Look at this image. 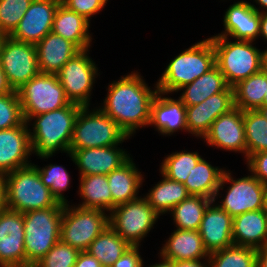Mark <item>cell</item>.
I'll return each mask as SVG.
<instances>
[{
	"instance_id": "6da1fadb",
	"label": "cell",
	"mask_w": 267,
	"mask_h": 267,
	"mask_svg": "<svg viewBox=\"0 0 267 267\" xmlns=\"http://www.w3.org/2000/svg\"><path fill=\"white\" fill-rule=\"evenodd\" d=\"M107 96L99 108L129 136L150 122L151 104L158 92L152 90L137 71L121 76L108 85Z\"/></svg>"
},
{
	"instance_id": "7a4b0ae2",
	"label": "cell",
	"mask_w": 267,
	"mask_h": 267,
	"mask_svg": "<svg viewBox=\"0 0 267 267\" xmlns=\"http://www.w3.org/2000/svg\"><path fill=\"white\" fill-rule=\"evenodd\" d=\"M82 107L70 102L63 108L31 116L26 123L30 126L34 119L33 130L29 128L32 153L44 160L59 150L68 154L76 118Z\"/></svg>"
},
{
	"instance_id": "3957f363",
	"label": "cell",
	"mask_w": 267,
	"mask_h": 267,
	"mask_svg": "<svg viewBox=\"0 0 267 267\" xmlns=\"http://www.w3.org/2000/svg\"><path fill=\"white\" fill-rule=\"evenodd\" d=\"M215 66V50L210 38L182 51L166 66L156 82L158 91L170 94L207 73Z\"/></svg>"
},
{
	"instance_id": "277c9868",
	"label": "cell",
	"mask_w": 267,
	"mask_h": 267,
	"mask_svg": "<svg viewBox=\"0 0 267 267\" xmlns=\"http://www.w3.org/2000/svg\"><path fill=\"white\" fill-rule=\"evenodd\" d=\"M215 50V65L219 68L229 87L262 70V51L253 41H229V37H209Z\"/></svg>"
},
{
	"instance_id": "5b68a950",
	"label": "cell",
	"mask_w": 267,
	"mask_h": 267,
	"mask_svg": "<svg viewBox=\"0 0 267 267\" xmlns=\"http://www.w3.org/2000/svg\"><path fill=\"white\" fill-rule=\"evenodd\" d=\"M64 204L23 213L26 267H32L60 241Z\"/></svg>"
},
{
	"instance_id": "8992f818",
	"label": "cell",
	"mask_w": 267,
	"mask_h": 267,
	"mask_svg": "<svg viewBox=\"0 0 267 267\" xmlns=\"http://www.w3.org/2000/svg\"><path fill=\"white\" fill-rule=\"evenodd\" d=\"M5 192L6 207L21 213L58 204L42 183L34 163L5 174Z\"/></svg>"
},
{
	"instance_id": "52a82bcc",
	"label": "cell",
	"mask_w": 267,
	"mask_h": 267,
	"mask_svg": "<svg viewBox=\"0 0 267 267\" xmlns=\"http://www.w3.org/2000/svg\"><path fill=\"white\" fill-rule=\"evenodd\" d=\"M130 137L99 107L80 109L69 150L120 145Z\"/></svg>"
},
{
	"instance_id": "ba28073f",
	"label": "cell",
	"mask_w": 267,
	"mask_h": 267,
	"mask_svg": "<svg viewBox=\"0 0 267 267\" xmlns=\"http://www.w3.org/2000/svg\"><path fill=\"white\" fill-rule=\"evenodd\" d=\"M109 226V213L99 209L64 205L60 240L81 251H87L92 241Z\"/></svg>"
},
{
	"instance_id": "9c48e42d",
	"label": "cell",
	"mask_w": 267,
	"mask_h": 267,
	"mask_svg": "<svg viewBox=\"0 0 267 267\" xmlns=\"http://www.w3.org/2000/svg\"><path fill=\"white\" fill-rule=\"evenodd\" d=\"M24 120L67 106L57 74L39 73L17 90Z\"/></svg>"
},
{
	"instance_id": "30bf717a",
	"label": "cell",
	"mask_w": 267,
	"mask_h": 267,
	"mask_svg": "<svg viewBox=\"0 0 267 267\" xmlns=\"http://www.w3.org/2000/svg\"><path fill=\"white\" fill-rule=\"evenodd\" d=\"M159 216L142 196L113 208L109 213V226L131 246H141Z\"/></svg>"
},
{
	"instance_id": "8fae6325",
	"label": "cell",
	"mask_w": 267,
	"mask_h": 267,
	"mask_svg": "<svg viewBox=\"0 0 267 267\" xmlns=\"http://www.w3.org/2000/svg\"><path fill=\"white\" fill-rule=\"evenodd\" d=\"M229 170H225L221 179V183L213 200L220 196V189L227 187L225 197L217 204L221 209L225 210L231 217H236L242 213L256 211L263 208V196L265 184L261 183L252 174L234 179Z\"/></svg>"
},
{
	"instance_id": "7c38bea8",
	"label": "cell",
	"mask_w": 267,
	"mask_h": 267,
	"mask_svg": "<svg viewBox=\"0 0 267 267\" xmlns=\"http://www.w3.org/2000/svg\"><path fill=\"white\" fill-rule=\"evenodd\" d=\"M89 50L78 52L57 73L67 99L83 107L90 106L95 78L99 75L97 65L88 55Z\"/></svg>"
},
{
	"instance_id": "4fadbf2b",
	"label": "cell",
	"mask_w": 267,
	"mask_h": 267,
	"mask_svg": "<svg viewBox=\"0 0 267 267\" xmlns=\"http://www.w3.org/2000/svg\"><path fill=\"white\" fill-rule=\"evenodd\" d=\"M0 64L13 91L40 73L36 47L6 36L0 49Z\"/></svg>"
},
{
	"instance_id": "5bb4252c",
	"label": "cell",
	"mask_w": 267,
	"mask_h": 267,
	"mask_svg": "<svg viewBox=\"0 0 267 267\" xmlns=\"http://www.w3.org/2000/svg\"><path fill=\"white\" fill-rule=\"evenodd\" d=\"M23 213L5 208L0 212V267H26Z\"/></svg>"
},
{
	"instance_id": "9a60e30c",
	"label": "cell",
	"mask_w": 267,
	"mask_h": 267,
	"mask_svg": "<svg viewBox=\"0 0 267 267\" xmlns=\"http://www.w3.org/2000/svg\"><path fill=\"white\" fill-rule=\"evenodd\" d=\"M60 3L61 0H33L10 37L36 45L52 32L54 16Z\"/></svg>"
},
{
	"instance_id": "2e32d148",
	"label": "cell",
	"mask_w": 267,
	"mask_h": 267,
	"mask_svg": "<svg viewBox=\"0 0 267 267\" xmlns=\"http://www.w3.org/2000/svg\"><path fill=\"white\" fill-rule=\"evenodd\" d=\"M234 107V89L232 87L210 96L199 104L187 106V132L202 139L209 132L212 123Z\"/></svg>"
},
{
	"instance_id": "e0dca14e",
	"label": "cell",
	"mask_w": 267,
	"mask_h": 267,
	"mask_svg": "<svg viewBox=\"0 0 267 267\" xmlns=\"http://www.w3.org/2000/svg\"><path fill=\"white\" fill-rule=\"evenodd\" d=\"M208 146L243 153L246 158V138L243 111L234 107L219 116L203 137Z\"/></svg>"
},
{
	"instance_id": "ac0fdd59",
	"label": "cell",
	"mask_w": 267,
	"mask_h": 267,
	"mask_svg": "<svg viewBox=\"0 0 267 267\" xmlns=\"http://www.w3.org/2000/svg\"><path fill=\"white\" fill-rule=\"evenodd\" d=\"M118 146L69 150L68 155L78 167L80 176L108 175L130 158L129 153Z\"/></svg>"
},
{
	"instance_id": "d6986e66",
	"label": "cell",
	"mask_w": 267,
	"mask_h": 267,
	"mask_svg": "<svg viewBox=\"0 0 267 267\" xmlns=\"http://www.w3.org/2000/svg\"><path fill=\"white\" fill-rule=\"evenodd\" d=\"M26 121L11 129L0 130V174H7L28 166L32 155L30 135Z\"/></svg>"
},
{
	"instance_id": "ffe728a7",
	"label": "cell",
	"mask_w": 267,
	"mask_h": 267,
	"mask_svg": "<svg viewBox=\"0 0 267 267\" xmlns=\"http://www.w3.org/2000/svg\"><path fill=\"white\" fill-rule=\"evenodd\" d=\"M233 217L212 201L205 209L198 232L209 254L233 245Z\"/></svg>"
},
{
	"instance_id": "44dd1931",
	"label": "cell",
	"mask_w": 267,
	"mask_h": 267,
	"mask_svg": "<svg viewBox=\"0 0 267 267\" xmlns=\"http://www.w3.org/2000/svg\"><path fill=\"white\" fill-rule=\"evenodd\" d=\"M223 26L225 31L213 36L255 42L260 33V13L251 6V2H234L225 11Z\"/></svg>"
},
{
	"instance_id": "7402d4cb",
	"label": "cell",
	"mask_w": 267,
	"mask_h": 267,
	"mask_svg": "<svg viewBox=\"0 0 267 267\" xmlns=\"http://www.w3.org/2000/svg\"><path fill=\"white\" fill-rule=\"evenodd\" d=\"M158 91L151 104L149 126H154L161 135H172L174 132L187 131L186 106L182 101L166 97Z\"/></svg>"
},
{
	"instance_id": "603a6c76",
	"label": "cell",
	"mask_w": 267,
	"mask_h": 267,
	"mask_svg": "<svg viewBox=\"0 0 267 267\" xmlns=\"http://www.w3.org/2000/svg\"><path fill=\"white\" fill-rule=\"evenodd\" d=\"M40 73L57 74L81 50L69 40L49 32L36 45Z\"/></svg>"
},
{
	"instance_id": "cb8c5ba5",
	"label": "cell",
	"mask_w": 267,
	"mask_h": 267,
	"mask_svg": "<svg viewBox=\"0 0 267 267\" xmlns=\"http://www.w3.org/2000/svg\"><path fill=\"white\" fill-rule=\"evenodd\" d=\"M160 256L172 261L209 258L203 240L197 230L175 229L160 250Z\"/></svg>"
},
{
	"instance_id": "d4e9b609",
	"label": "cell",
	"mask_w": 267,
	"mask_h": 267,
	"mask_svg": "<svg viewBox=\"0 0 267 267\" xmlns=\"http://www.w3.org/2000/svg\"><path fill=\"white\" fill-rule=\"evenodd\" d=\"M138 170L133 158L130 157L119 168L107 175L113 208L141 197L138 196V192L144 182V177Z\"/></svg>"
},
{
	"instance_id": "484cf974",
	"label": "cell",
	"mask_w": 267,
	"mask_h": 267,
	"mask_svg": "<svg viewBox=\"0 0 267 267\" xmlns=\"http://www.w3.org/2000/svg\"><path fill=\"white\" fill-rule=\"evenodd\" d=\"M266 213L260 209L233 218V245L259 249L266 246Z\"/></svg>"
},
{
	"instance_id": "4316f807",
	"label": "cell",
	"mask_w": 267,
	"mask_h": 267,
	"mask_svg": "<svg viewBox=\"0 0 267 267\" xmlns=\"http://www.w3.org/2000/svg\"><path fill=\"white\" fill-rule=\"evenodd\" d=\"M89 27L90 21L84 16L60 3L54 16L53 33L74 43L80 50H86L90 48L92 42Z\"/></svg>"
},
{
	"instance_id": "83f0119b",
	"label": "cell",
	"mask_w": 267,
	"mask_h": 267,
	"mask_svg": "<svg viewBox=\"0 0 267 267\" xmlns=\"http://www.w3.org/2000/svg\"><path fill=\"white\" fill-rule=\"evenodd\" d=\"M228 87L224 75L215 65L192 83L180 88L179 90L183 92L178 98L186 107L193 106L205 101L212 95L225 91Z\"/></svg>"
},
{
	"instance_id": "f1b7e54d",
	"label": "cell",
	"mask_w": 267,
	"mask_h": 267,
	"mask_svg": "<svg viewBox=\"0 0 267 267\" xmlns=\"http://www.w3.org/2000/svg\"><path fill=\"white\" fill-rule=\"evenodd\" d=\"M225 169L214 167L204 158L190 171L184 183L193 196L215 199Z\"/></svg>"
},
{
	"instance_id": "f546056e",
	"label": "cell",
	"mask_w": 267,
	"mask_h": 267,
	"mask_svg": "<svg viewBox=\"0 0 267 267\" xmlns=\"http://www.w3.org/2000/svg\"><path fill=\"white\" fill-rule=\"evenodd\" d=\"M79 179L78 195L82 197L81 199H83V202L77 206L99 209L110 213L113 209V198L107 175H87L80 176Z\"/></svg>"
},
{
	"instance_id": "4dcf8cb0",
	"label": "cell",
	"mask_w": 267,
	"mask_h": 267,
	"mask_svg": "<svg viewBox=\"0 0 267 267\" xmlns=\"http://www.w3.org/2000/svg\"><path fill=\"white\" fill-rule=\"evenodd\" d=\"M162 175L159 181L149 193L144 196L148 204L161 216L170 212L177 204L190 196L183 183L168 179Z\"/></svg>"
},
{
	"instance_id": "1f68e13d",
	"label": "cell",
	"mask_w": 267,
	"mask_h": 267,
	"mask_svg": "<svg viewBox=\"0 0 267 267\" xmlns=\"http://www.w3.org/2000/svg\"><path fill=\"white\" fill-rule=\"evenodd\" d=\"M235 107L245 110H258L263 107L267 91V72L263 69L242 80L233 87Z\"/></svg>"
},
{
	"instance_id": "d6a6232c",
	"label": "cell",
	"mask_w": 267,
	"mask_h": 267,
	"mask_svg": "<svg viewBox=\"0 0 267 267\" xmlns=\"http://www.w3.org/2000/svg\"><path fill=\"white\" fill-rule=\"evenodd\" d=\"M131 245L107 226L90 244L87 252L94 256L102 267H111Z\"/></svg>"
},
{
	"instance_id": "836d02e7",
	"label": "cell",
	"mask_w": 267,
	"mask_h": 267,
	"mask_svg": "<svg viewBox=\"0 0 267 267\" xmlns=\"http://www.w3.org/2000/svg\"><path fill=\"white\" fill-rule=\"evenodd\" d=\"M213 200L202 196L190 195L177 204L170 213L177 229L197 230L200 227L205 209Z\"/></svg>"
},
{
	"instance_id": "e575fe53",
	"label": "cell",
	"mask_w": 267,
	"mask_h": 267,
	"mask_svg": "<svg viewBox=\"0 0 267 267\" xmlns=\"http://www.w3.org/2000/svg\"><path fill=\"white\" fill-rule=\"evenodd\" d=\"M243 122L247 160L252 154L267 151V119L259 110H245Z\"/></svg>"
},
{
	"instance_id": "d590c367",
	"label": "cell",
	"mask_w": 267,
	"mask_h": 267,
	"mask_svg": "<svg viewBox=\"0 0 267 267\" xmlns=\"http://www.w3.org/2000/svg\"><path fill=\"white\" fill-rule=\"evenodd\" d=\"M210 267H257V249L232 245L209 255Z\"/></svg>"
},
{
	"instance_id": "8d00e7d4",
	"label": "cell",
	"mask_w": 267,
	"mask_h": 267,
	"mask_svg": "<svg viewBox=\"0 0 267 267\" xmlns=\"http://www.w3.org/2000/svg\"><path fill=\"white\" fill-rule=\"evenodd\" d=\"M201 158L202 156L197 151L175 152L165 156L159 170L168 179L184 184L190 171H192Z\"/></svg>"
},
{
	"instance_id": "74e56055",
	"label": "cell",
	"mask_w": 267,
	"mask_h": 267,
	"mask_svg": "<svg viewBox=\"0 0 267 267\" xmlns=\"http://www.w3.org/2000/svg\"><path fill=\"white\" fill-rule=\"evenodd\" d=\"M34 166L38 170V174L42 183L50 189V193L58 201V203L68 204L65 196L62 192L66 191L70 187V176L66 168L57 164L46 165L43 168H39L38 165Z\"/></svg>"
},
{
	"instance_id": "f35d334b",
	"label": "cell",
	"mask_w": 267,
	"mask_h": 267,
	"mask_svg": "<svg viewBox=\"0 0 267 267\" xmlns=\"http://www.w3.org/2000/svg\"><path fill=\"white\" fill-rule=\"evenodd\" d=\"M33 0H0V33L10 36Z\"/></svg>"
},
{
	"instance_id": "ab89813d",
	"label": "cell",
	"mask_w": 267,
	"mask_h": 267,
	"mask_svg": "<svg viewBox=\"0 0 267 267\" xmlns=\"http://www.w3.org/2000/svg\"><path fill=\"white\" fill-rule=\"evenodd\" d=\"M24 122L17 91L0 95V130L11 129Z\"/></svg>"
},
{
	"instance_id": "60d3db41",
	"label": "cell",
	"mask_w": 267,
	"mask_h": 267,
	"mask_svg": "<svg viewBox=\"0 0 267 267\" xmlns=\"http://www.w3.org/2000/svg\"><path fill=\"white\" fill-rule=\"evenodd\" d=\"M79 253L78 249L60 240L32 267H74Z\"/></svg>"
},
{
	"instance_id": "b9f144b4",
	"label": "cell",
	"mask_w": 267,
	"mask_h": 267,
	"mask_svg": "<svg viewBox=\"0 0 267 267\" xmlns=\"http://www.w3.org/2000/svg\"><path fill=\"white\" fill-rule=\"evenodd\" d=\"M108 0H61V3L68 9L84 16L90 21L92 15H96L107 4Z\"/></svg>"
},
{
	"instance_id": "7bdbcfd3",
	"label": "cell",
	"mask_w": 267,
	"mask_h": 267,
	"mask_svg": "<svg viewBox=\"0 0 267 267\" xmlns=\"http://www.w3.org/2000/svg\"><path fill=\"white\" fill-rule=\"evenodd\" d=\"M246 162L251 174L261 183L267 184V151L252 154Z\"/></svg>"
},
{
	"instance_id": "ee69618b",
	"label": "cell",
	"mask_w": 267,
	"mask_h": 267,
	"mask_svg": "<svg viewBox=\"0 0 267 267\" xmlns=\"http://www.w3.org/2000/svg\"><path fill=\"white\" fill-rule=\"evenodd\" d=\"M140 246H130L111 267H143V259L139 253Z\"/></svg>"
},
{
	"instance_id": "f6af8a7d",
	"label": "cell",
	"mask_w": 267,
	"mask_h": 267,
	"mask_svg": "<svg viewBox=\"0 0 267 267\" xmlns=\"http://www.w3.org/2000/svg\"><path fill=\"white\" fill-rule=\"evenodd\" d=\"M74 267H102L101 263L87 251H81Z\"/></svg>"
},
{
	"instance_id": "bcb514c9",
	"label": "cell",
	"mask_w": 267,
	"mask_h": 267,
	"mask_svg": "<svg viewBox=\"0 0 267 267\" xmlns=\"http://www.w3.org/2000/svg\"><path fill=\"white\" fill-rule=\"evenodd\" d=\"M201 260L173 261V267H210L209 259H206V262Z\"/></svg>"
},
{
	"instance_id": "7dc6e473",
	"label": "cell",
	"mask_w": 267,
	"mask_h": 267,
	"mask_svg": "<svg viewBox=\"0 0 267 267\" xmlns=\"http://www.w3.org/2000/svg\"><path fill=\"white\" fill-rule=\"evenodd\" d=\"M13 92L12 88L10 87L6 75L4 73L3 68L1 67L0 64V95L2 94H7Z\"/></svg>"
},
{
	"instance_id": "c3c4849f",
	"label": "cell",
	"mask_w": 267,
	"mask_h": 267,
	"mask_svg": "<svg viewBox=\"0 0 267 267\" xmlns=\"http://www.w3.org/2000/svg\"><path fill=\"white\" fill-rule=\"evenodd\" d=\"M6 208L5 174H0V212Z\"/></svg>"
},
{
	"instance_id": "681fc988",
	"label": "cell",
	"mask_w": 267,
	"mask_h": 267,
	"mask_svg": "<svg viewBox=\"0 0 267 267\" xmlns=\"http://www.w3.org/2000/svg\"><path fill=\"white\" fill-rule=\"evenodd\" d=\"M257 267H267V246L257 249Z\"/></svg>"
},
{
	"instance_id": "f907efd6",
	"label": "cell",
	"mask_w": 267,
	"mask_h": 267,
	"mask_svg": "<svg viewBox=\"0 0 267 267\" xmlns=\"http://www.w3.org/2000/svg\"><path fill=\"white\" fill-rule=\"evenodd\" d=\"M260 37L267 41V12H260Z\"/></svg>"
},
{
	"instance_id": "816d5d0a",
	"label": "cell",
	"mask_w": 267,
	"mask_h": 267,
	"mask_svg": "<svg viewBox=\"0 0 267 267\" xmlns=\"http://www.w3.org/2000/svg\"><path fill=\"white\" fill-rule=\"evenodd\" d=\"M160 258H162L160 263H155L154 265H150L148 267H173V261L172 260L165 259L161 256H160Z\"/></svg>"
},
{
	"instance_id": "f5cc1de1",
	"label": "cell",
	"mask_w": 267,
	"mask_h": 267,
	"mask_svg": "<svg viewBox=\"0 0 267 267\" xmlns=\"http://www.w3.org/2000/svg\"><path fill=\"white\" fill-rule=\"evenodd\" d=\"M254 2H256L258 5H260L261 7L257 8L254 4H251V6L257 11V12H264L263 9H265V12H267V0H254ZM263 7V8H262ZM262 10H261V9ZM261 10V11H260Z\"/></svg>"
},
{
	"instance_id": "db71d44e",
	"label": "cell",
	"mask_w": 267,
	"mask_h": 267,
	"mask_svg": "<svg viewBox=\"0 0 267 267\" xmlns=\"http://www.w3.org/2000/svg\"><path fill=\"white\" fill-rule=\"evenodd\" d=\"M262 69L267 72V48L262 51Z\"/></svg>"
},
{
	"instance_id": "11a10c76",
	"label": "cell",
	"mask_w": 267,
	"mask_h": 267,
	"mask_svg": "<svg viewBox=\"0 0 267 267\" xmlns=\"http://www.w3.org/2000/svg\"><path fill=\"white\" fill-rule=\"evenodd\" d=\"M262 210L267 214V184H265V188H264L263 208H262Z\"/></svg>"
},
{
	"instance_id": "9f6ffc18",
	"label": "cell",
	"mask_w": 267,
	"mask_h": 267,
	"mask_svg": "<svg viewBox=\"0 0 267 267\" xmlns=\"http://www.w3.org/2000/svg\"><path fill=\"white\" fill-rule=\"evenodd\" d=\"M258 110L267 119V106L260 107Z\"/></svg>"
},
{
	"instance_id": "6f0895ef",
	"label": "cell",
	"mask_w": 267,
	"mask_h": 267,
	"mask_svg": "<svg viewBox=\"0 0 267 267\" xmlns=\"http://www.w3.org/2000/svg\"><path fill=\"white\" fill-rule=\"evenodd\" d=\"M5 37L6 36L4 34L0 33V49H1V45Z\"/></svg>"
},
{
	"instance_id": "680465c9",
	"label": "cell",
	"mask_w": 267,
	"mask_h": 267,
	"mask_svg": "<svg viewBox=\"0 0 267 267\" xmlns=\"http://www.w3.org/2000/svg\"><path fill=\"white\" fill-rule=\"evenodd\" d=\"M263 106H267V91L265 92V97L263 101Z\"/></svg>"
},
{
	"instance_id": "91938a15",
	"label": "cell",
	"mask_w": 267,
	"mask_h": 267,
	"mask_svg": "<svg viewBox=\"0 0 267 267\" xmlns=\"http://www.w3.org/2000/svg\"><path fill=\"white\" fill-rule=\"evenodd\" d=\"M266 229H267V214H266ZM266 246H267V235H266Z\"/></svg>"
}]
</instances>
